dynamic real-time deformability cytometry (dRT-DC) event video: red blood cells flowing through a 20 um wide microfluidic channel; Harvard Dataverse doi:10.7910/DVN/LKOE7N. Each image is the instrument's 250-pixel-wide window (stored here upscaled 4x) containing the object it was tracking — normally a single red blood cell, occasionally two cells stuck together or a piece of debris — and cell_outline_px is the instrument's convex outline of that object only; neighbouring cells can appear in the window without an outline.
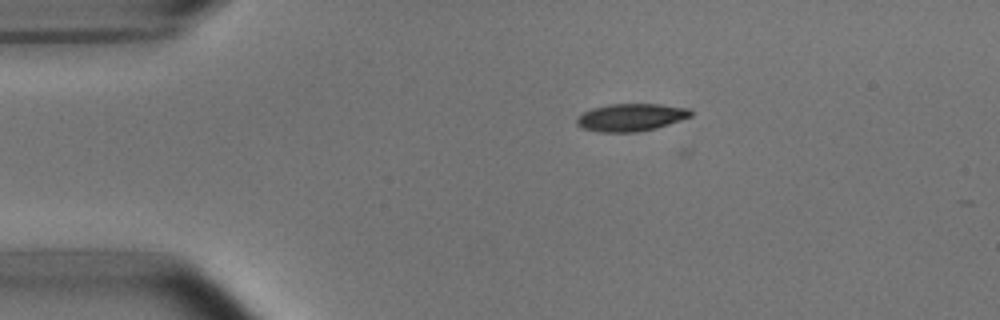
{"species": "common noctule bat (a hibernating species)", "species_latin": "Nyctalus noctula", "temperature_condition": "room temperature", "stored_images_in_passage": 42, "camera_frame_rate_fps": 3000, "um_per_image_px": 0.085, "animal": {"sex": "male", "body_mass_g": 15.6}, "frame": {"image": 1, "passage_image": 1, "time_ms": 0.0, "image_size_px": [1000, 320], "cell_outline_px": [[692, 116], [656, 128], [636, 132], [604, 132], [584, 128], [576, 124], [576, 120], [584, 112], [592, 108], [608, 104], [660, 104], [692, 108]], "centroid_in_image_um": [53.68, 9.96], "position_along_channel_um": 31.3, "area_um2": 18.21}}
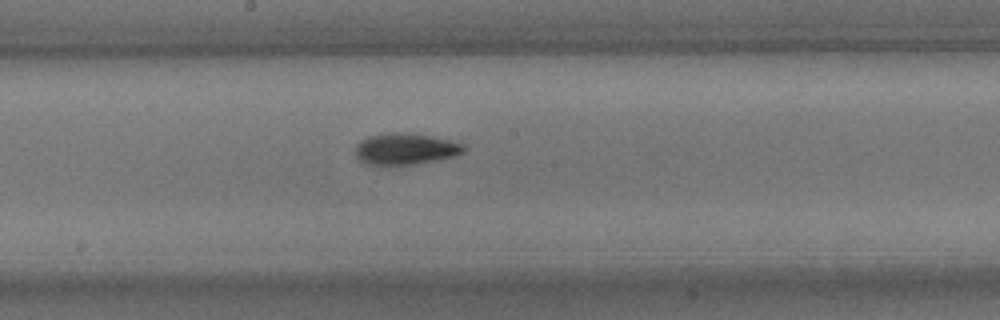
{"frame": {"image": 2, "passage_image": 19, "time_ms": 6.0, "image_size_px": [1000, 320], "cell_outline_px": [[464, 152], [456, 156], [412, 164], [364, 164], [356, 156], [356, 144], [360, 140], [368, 136], [388, 132], [408, 132], [432, 136], [452, 140], [464, 144]], "centroid_in_image_um": [34.46, 12.63], "position_along_channel_um": 213.7, "area_um2": 19.88}}
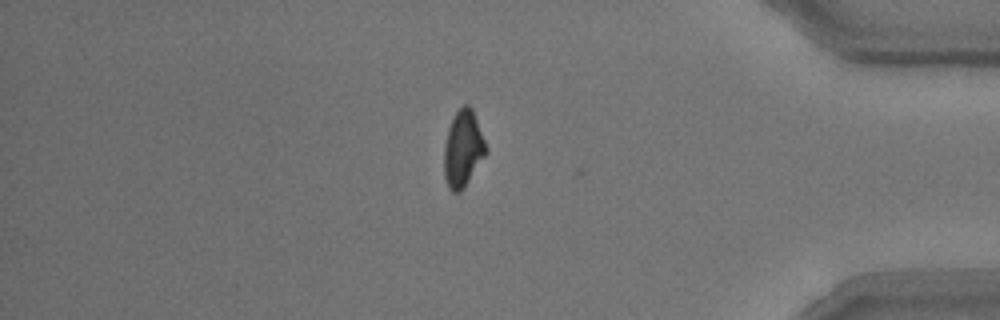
{"frame": {"image": 3, "passage_image": 36, "time_ms": 11.667, "image_size_px": [1000, 320], "cell_outline_px": [[484, 156], [464, 188], [460, 192], [452, 192], [448, 188], [444, 176], [444, 148], [448, 128], [452, 116], [464, 104], [468, 104], [472, 108], [484, 140]], "centroid_in_image_um": [39.31, 12.65], "position_along_channel_um": 395.9, "area_um2": 18.32}, "authors_computed_cell_mechanics": {"area_um2": 18.785, "velocity_mm_per_s": 3.7631, "shape_relaxation_time_tau1_ms": 2.7431, "shape_relaxation_time_tau2_ms": 2.7452, "deformation_change_tau1": 0.1369, "deformation_change_tau2": 0.0873}}